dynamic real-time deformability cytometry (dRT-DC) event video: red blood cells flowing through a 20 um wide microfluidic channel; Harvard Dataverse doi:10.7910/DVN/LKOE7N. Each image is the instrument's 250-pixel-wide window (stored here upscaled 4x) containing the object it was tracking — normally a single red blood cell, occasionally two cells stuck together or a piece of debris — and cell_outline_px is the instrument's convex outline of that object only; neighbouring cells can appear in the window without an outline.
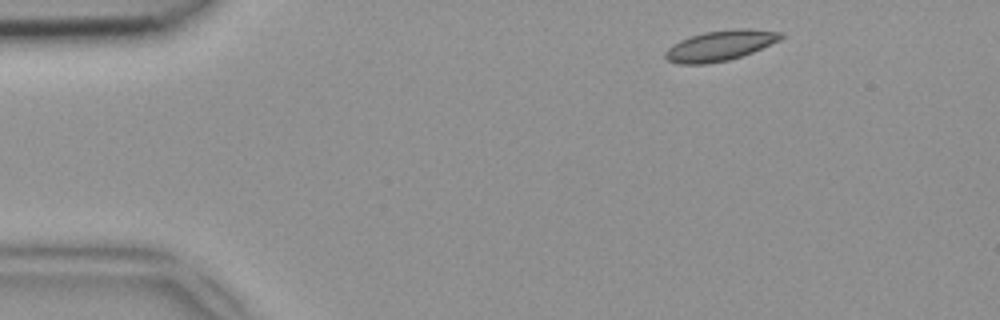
{"species": "common noctule bat (a hibernating species)", "species_latin": "Nyctalus noctula", "temperature_condition": "room temperature", "stored_images_in_passage": 46, "camera_frame_rate_fps": 3000, "um_per_image_px": 0.085, "animal": {"sex": "female", "body_mass_g": 18.4}, "frame": {"image": 1, "passage_image": 3, "time_ms": 0.667, "image_size_px": [1000, 320], "cell_outline_px": [[784, 36], [780, 40], [752, 52], [728, 60], [704, 64], [680, 64], [668, 60], [664, 56], [664, 52], [672, 44], [680, 40], [704, 32], [732, 28], [748, 28], [784, 32]], "centroid_in_image_um": [61.22, 3.86], "position_along_channel_um": 23.8, "area_um2": 20.46}}
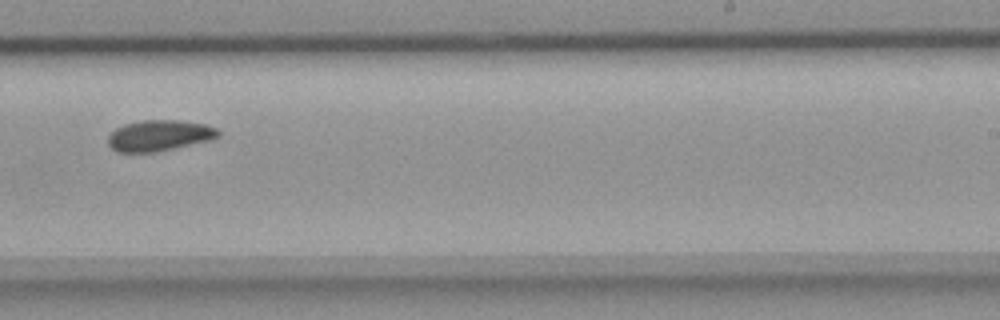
{"frame": {"image": 2, "passage_image": 27, "time_ms": 8.667, "image_size_px": [1000, 320], "cell_outline_px": [[220, 136], [212, 140], [156, 152], [116, 152], [108, 144], [108, 136], [116, 128], [124, 124], [144, 120], [180, 120], [204, 124], [216, 128], [220, 132]], "centroid_in_image_um": [13.55, 11.52], "position_along_channel_um": 275.4, "area_um2": 19.94}}
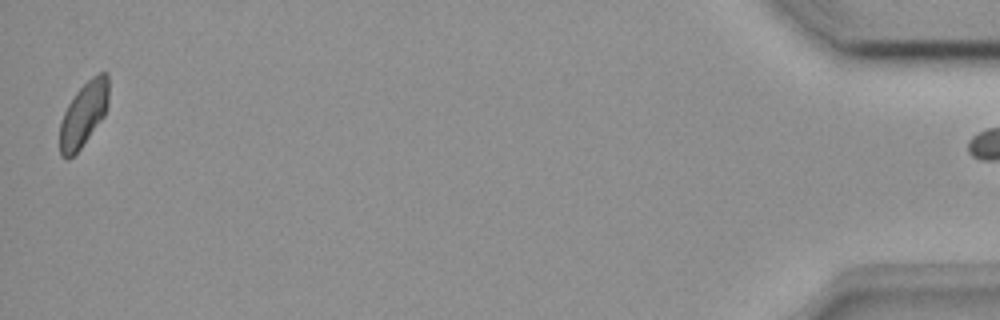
{"frame": {"image": 3, "passage_image": 45, "time_ms": 14.667, "image_size_px": [1000, 320], "cell_outline_px": [[108, 104], [104, 116], [80, 148], [68, 160], [60, 156], [60, 120], [68, 104], [76, 92], [92, 76], [100, 72], [108, 72]], "centroid_in_image_um": [7.1, 9.7], "position_along_channel_um": 428.1, "area_um2": 18.26}}